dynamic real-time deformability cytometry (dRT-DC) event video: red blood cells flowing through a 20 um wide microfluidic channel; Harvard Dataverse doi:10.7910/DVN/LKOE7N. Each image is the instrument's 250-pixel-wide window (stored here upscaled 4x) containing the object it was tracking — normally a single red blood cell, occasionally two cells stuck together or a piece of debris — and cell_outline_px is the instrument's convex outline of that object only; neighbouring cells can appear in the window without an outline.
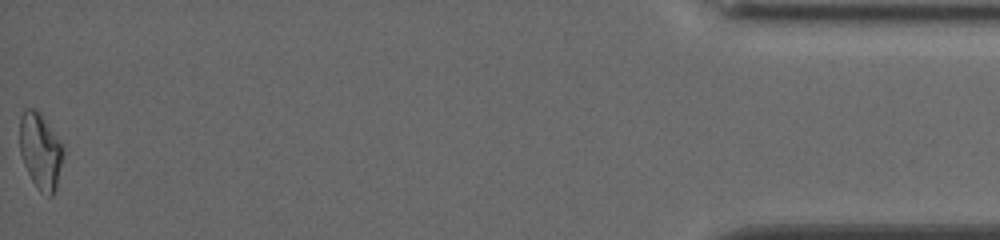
{"species": "common noctule bat (a hibernating species)", "species_latin": "Nyctalus noctula", "temperature_condition": "cold", "stored_images_in_passage": 38, "camera_frame_rate_fps": 3000, "um_per_image_px": 0.085, "animal": {"sex": "female", "body_mass_g": 19.5, "forearm_length_mm": 54.1}, "frame": {"image": 1, "passage_image": 38, "time_ms": 12.333, "image_size_px": [1000, 240], "cell_outline_px": [[64, 152], [56, 188], [52, 196], [48, 196], [40, 192], [36, 188], [12, 148], [20, 116], [24, 108], [36, 108], [40, 112], [64, 148]], "centroid_in_image_um": [3.28, 12.8], "position_along_channel_um": 431.9, "area_um2": 20.92}, "authors_computed_cell_mechanics": {"area_um2": 18.9584, "velocity_mm_per_s": 3.8736, "shape_relaxation_time_tau1_ms": 6.3732, "shape_relaxation_time_tau2_ms": 4.6422, "deformation_change_tau1": 0.187, "deformation_change_tau2": 0.1434}}